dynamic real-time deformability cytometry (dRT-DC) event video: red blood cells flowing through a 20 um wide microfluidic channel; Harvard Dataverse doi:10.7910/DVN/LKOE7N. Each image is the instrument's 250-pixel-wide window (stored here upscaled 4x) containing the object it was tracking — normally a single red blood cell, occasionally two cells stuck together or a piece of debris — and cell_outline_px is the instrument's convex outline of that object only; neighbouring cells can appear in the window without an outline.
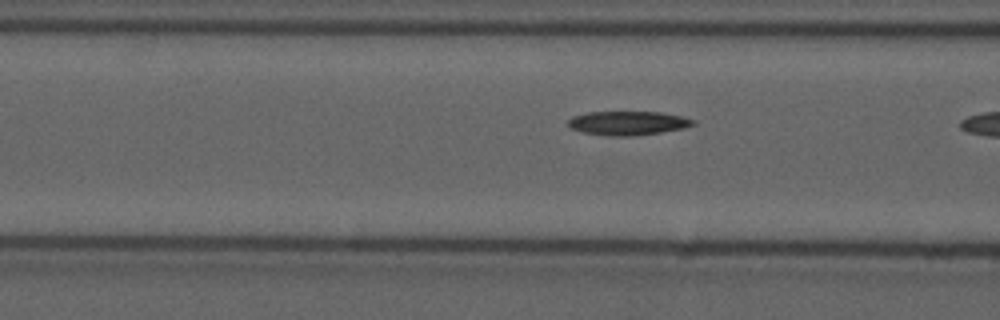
{"species": "common noctule bat (a hibernating species)", "species_latin": "Nyctalus noctula", "temperature_condition": "cold", "stored_images_in_passage": 12, "camera_frame_rate_fps": 3000, "um_per_image_px": 0.085, "animal": {"sex": "male", "forearm_length_mm": 52.5}, "frame": {"image": 1, "passage_image": 10, "time_ms": 3.0, "image_size_px": [1000, 320], "cell_outline_px": [[696, 124], [684, 128], [660, 132], [632, 136], [608, 136], [580, 132], [572, 128], [568, 124], [568, 120], [572, 116], [588, 112], [660, 112], [680, 116], [696, 120]], "centroid_in_image_um": [53.36, 10.46], "position_along_channel_um": 113.2, "area_um2": 17.46}}